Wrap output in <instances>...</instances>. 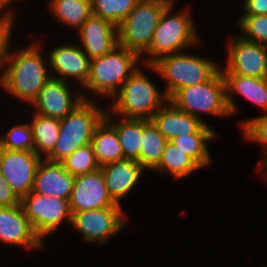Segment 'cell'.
<instances>
[{"label": "cell", "mask_w": 267, "mask_h": 267, "mask_svg": "<svg viewBox=\"0 0 267 267\" xmlns=\"http://www.w3.org/2000/svg\"><path fill=\"white\" fill-rule=\"evenodd\" d=\"M168 101L177 109L200 119L207 113L214 116H229L230 111L226 101V84L221 70L208 82L195 84L179 89Z\"/></svg>", "instance_id": "8"}, {"label": "cell", "mask_w": 267, "mask_h": 267, "mask_svg": "<svg viewBox=\"0 0 267 267\" xmlns=\"http://www.w3.org/2000/svg\"><path fill=\"white\" fill-rule=\"evenodd\" d=\"M175 1L162 12L151 43L143 52L149 56L141 59L144 65H153L160 58L181 53V50L195 46L200 41L190 11L184 9L183 12L171 14Z\"/></svg>", "instance_id": "2"}, {"label": "cell", "mask_w": 267, "mask_h": 267, "mask_svg": "<svg viewBox=\"0 0 267 267\" xmlns=\"http://www.w3.org/2000/svg\"><path fill=\"white\" fill-rule=\"evenodd\" d=\"M9 48L8 45L3 64L8 67L0 73V86L18 100L31 105L51 77L47 61L41 56L38 43L18 51L9 52Z\"/></svg>", "instance_id": "1"}, {"label": "cell", "mask_w": 267, "mask_h": 267, "mask_svg": "<svg viewBox=\"0 0 267 267\" xmlns=\"http://www.w3.org/2000/svg\"><path fill=\"white\" fill-rule=\"evenodd\" d=\"M167 142L152 120L143 119L140 164L144 169L153 170L159 164Z\"/></svg>", "instance_id": "25"}, {"label": "cell", "mask_w": 267, "mask_h": 267, "mask_svg": "<svg viewBox=\"0 0 267 267\" xmlns=\"http://www.w3.org/2000/svg\"><path fill=\"white\" fill-rule=\"evenodd\" d=\"M241 126L243 137L246 140L258 142L264 146L263 149H267V113L242 121Z\"/></svg>", "instance_id": "33"}, {"label": "cell", "mask_w": 267, "mask_h": 267, "mask_svg": "<svg viewBox=\"0 0 267 267\" xmlns=\"http://www.w3.org/2000/svg\"><path fill=\"white\" fill-rule=\"evenodd\" d=\"M124 215L121 207L76 212L72 213L70 225L82 234L85 242L105 244L108 238L118 234L126 226L127 218Z\"/></svg>", "instance_id": "10"}, {"label": "cell", "mask_w": 267, "mask_h": 267, "mask_svg": "<svg viewBox=\"0 0 267 267\" xmlns=\"http://www.w3.org/2000/svg\"><path fill=\"white\" fill-rule=\"evenodd\" d=\"M0 148L7 150L34 151L32 126L29 123L13 126L0 138Z\"/></svg>", "instance_id": "31"}, {"label": "cell", "mask_w": 267, "mask_h": 267, "mask_svg": "<svg viewBox=\"0 0 267 267\" xmlns=\"http://www.w3.org/2000/svg\"><path fill=\"white\" fill-rule=\"evenodd\" d=\"M223 77L226 84V101L231 115L238 109L232 97L234 93L240 94L267 113V87L263 78L239 74H223Z\"/></svg>", "instance_id": "21"}, {"label": "cell", "mask_w": 267, "mask_h": 267, "mask_svg": "<svg viewBox=\"0 0 267 267\" xmlns=\"http://www.w3.org/2000/svg\"><path fill=\"white\" fill-rule=\"evenodd\" d=\"M243 15H267V0H244Z\"/></svg>", "instance_id": "36"}, {"label": "cell", "mask_w": 267, "mask_h": 267, "mask_svg": "<svg viewBox=\"0 0 267 267\" xmlns=\"http://www.w3.org/2000/svg\"><path fill=\"white\" fill-rule=\"evenodd\" d=\"M107 110L99 108L91 100H83L68 115L60 119V129L53 150L44 158L62 162L77 148L91 144L96 126L105 117Z\"/></svg>", "instance_id": "3"}, {"label": "cell", "mask_w": 267, "mask_h": 267, "mask_svg": "<svg viewBox=\"0 0 267 267\" xmlns=\"http://www.w3.org/2000/svg\"><path fill=\"white\" fill-rule=\"evenodd\" d=\"M42 158L34 151L0 148V173L20 200L32 191L36 169Z\"/></svg>", "instance_id": "11"}, {"label": "cell", "mask_w": 267, "mask_h": 267, "mask_svg": "<svg viewBox=\"0 0 267 267\" xmlns=\"http://www.w3.org/2000/svg\"><path fill=\"white\" fill-rule=\"evenodd\" d=\"M106 111L105 119L116 129L118 140L124 154V159L137 160L140 163V149L143 135V119L120 118L112 120V115ZM113 122V123H112Z\"/></svg>", "instance_id": "23"}, {"label": "cell", "mask_w": 267, "mask_h": 267, "mask_svg": "<svg viewBox=\"0 0 267 267\" xmlns=\"http://www.w3.org/2000/svg\"><path fill=\"white\" fill-rule=\"evenodd\" d=\"M34 152L45 158L54 148L60 129V119L34 113L31 119Z\"/></svg>", "instance_id": "28"}, {"label": "cell", "mask_w": 267, "mask_h": 267, "mask_svg": "<svg viewBox=\"0 0 267 267\" xmlns=\"http://www.w3.org/2000/svg\"><path fill=\"white\" fill-rule=\"evenodd\" d=\"M109 195L121 205V199L136 186L145 169L137 160L123 159L100 167Z\"/></svg>", "instance_id": "19"}, {"label": "cell", "mask_w": 267, "mask_h": 267, "mask_svg": "<svg viewBox=\"0 0 267 267\" xmlns=\"http://www.w3.org/2000/svg\"><path fill=\"white\" fill-rule=\"evenodd\" d=\"M5 10L6 12H4V9H0V67H4V59L7 47L10 45L12 27L16 18L12 9L6 8Z\"/></svg>", "instance_id": "34"}, {"label": "cell", "mask_w": 267, "mask_h": 267, "mask_svg": "<svg viewBox=\"0 0 267 267\" xmlns=\"http://www.w3.org/2000/svg\"><path fill=\"white\" fill-rule=\"evenodd\" d=\"M200 168L185 151L168 141L159 164L153 170H159L170 174L175 179H181Z\"/></svg>", "instance_id": "26"}, {"label": "cell", "mask_w": 267, "mask_h": 267, "mask_svg": "<svg viewBox=\"0 0 267 267\" xmlns=\"http://www.w3.org/2000/svg\"><path fill=\"white\" fill-rule=\"evenodd\" d=\"M151 120L168 141L180 135L197 133L205 125L200 119L177 109L170 101Z\"/></svg>", "instance_id": "20"}, {"label": "cell", "mask_w": 267, "mask_h": 267, "mask_svg": "<svg viewBox=\"0 0 267 267\" xmlns=\"http://www.w3.org/2000/svg\"><path fill=\"white\" fill-rule=\"evenodd\" d=\"M157 86L139 68L124 82L114 98L112 110L122 118L148 119L168 101Z\"/></svg>", "instance_id": "5"}, {"label": "cell", "mask_w": 267, "mask_h": 267, "mask_svg": "<svg viewBox=\"0 0 267 267\" xmlns=\"http://www.w3.org/2000/svg\"><path fill=\"white\" fill-rule=\"evenodd\" d=\"M49 53L47 60H49L48 64L51 70L49 72L52 78L68 82L67 79L72 77L83 87L86 85L90 75V59L83 52L82 47L77 43L64 44L53 48Z\"/></svg>", "instance_id": "15"}, {"label": "cell", "mask_w": 267, "mask_h": 267, "mask_svg": "<svg viewBox=\"0 0 267 267\" xmlns=\"http://www.w3.org/2000/svg\"><path fill=\"white\" fill-rule=\"evenodd\" d=\"M263 159L264 160H261V167H262V170H264L263 173V178L267 181V149H264V152H263Z\"/></svg>", "instance_id": "37"}, {"label": "cell", "mask_w": 267, "mask_h": 267, "mask_svg": "<svg viewBox=\"0 0 267 267\" xmlns=\"http://www.w3.org/2000/svg\"><path fill=\"white\" fill-rule=\"evenodd\" d=\"M231 39L227 45L229 60L222 74L263 78L267 69V46L243 39L240 34Z\"/></svg>", "instance_id": "12"}, {"label": "cell", "mask_w": 267, "mask_h": 267, "mask_svg": "<svg viewBox=\"0 0 267 267\" xmlns=\"http://www.w3.org/2000/svg\"><path fill=\"white\" fill-rule=\"evenodd\" d=\"M61 163L65 170L74 177L94 172L100 168L98 162L94 158L92 144L77 148Z\"/></svg>", "instance_id": "30"}, {"label": "cell", "mask_w": 267, "mask_h": 267, "mask_svg": "<svg viewBox=\"0 0 267 267\" xmlns=\"http://www.w3.org/2000/svg\"><path fill=\"white\" fill-rule=\"evenodd\" d=\"M139 0H91L93 15L119 26Z\"/></svg>", "instance_id": "29"}, {"label": "cell", "mask_w": 267, "mask_h": 267, "mask_svg": "<svg viewBox=\"0 0 267 267\" xmlns=\"http://www.w3.org/2000/svg\"><path fill=\"white\" fill-rule=\"evenodd\" d=\"M0 241L3 244L40 248L41 239L35 234L21 205L0 207Z\"/></svg>", "instance_id": "17"}, {"label": "cell", "mask_w": 267, "mask_h": 267, "mask_svg": "<svg viewBox=\"0 0 267 267\" xmlns=\"http://www.w3.org/2000/svg\"><path fill=\"white\" fill-rule=\"evenodd\" d=\"M173 0H139L120 23L118 43L140 56L149 47L162 12Z\"/></svg>", "instance_id": "7"}, {"label": "cell", "mask_w": 267, "mask_h": 267, "mask_svg": "<svg viewBox=\"0 0 267 267\" xmlns=\"http://www.w3.org/2000/svg\"><path fill=\"white\" fill-rule=\"evenodd\" d=\"M68 85L65 81L50 77L31 104L37 109L35 113L62 119L84 99L91 100V98L85 97L84 92H77V95L75 94L72 97L71 89Z\"/></svg>", "instance_id": "14"}, {"label": "cell", "mask_w": 267, "mask_h": 267, "mask_svg": "<svg viewBox=\"0 0 267 267\" xmlns=\"http://www.w3.org/2000/svg\"><path fill=\"white\" fill-rule=\"evenodd\" d=\"M147 67L165 79L166 89L162 93L168 100L179 89L208 82L220 71L214 61L183 52L164 56Z\"/></svg>", "instance_id": "6"}, {"label": "cell", "mask_w": 267, "mask_h": 267, "mask_svg": "<svg viewBox=\"0 0 267 267\" xmlns=\"http://www.w3.org/2000/svg\"><path fill=\"white\" fill-rule=\"evenodd\" d=\"M75 177L60 162L44 158L39 162L34 179L33 192L70 200Z\"/></svg>", "instance_id": "18"}, {"label": "cell", "mask_w": 267, "mask_h": 267, "mask_svg": "<svg viewBox=\"0 0 267 267\" xmlns=\"http://www.w3.org/2000/svg\"><path fill=\"white\" fill-rule=\"evenodd\" d=\"M78 31L82 50L90 60L108 54L119 45L117 26L93 14Z\"/></svg>", "instance_id": "16"}, {"label": "cell", "mask_w": 267, "mask_h": 267, "mask_svg": "<svg viewBox=\"0 0 267 267\" xmlns=\"http://www.w3.org/2000/svg\"><path fill=\"white\" fill-rule=\"evenodd\" d=\"M20 205L35 234L43 238L58 228L63 221L71 223L69 201L31 191Z\"/></svg>", "instance_id": "9"}, {"label": "cell", "mask_w": 267, "mask_h": 267, "mask_svg": "<svg viewBox=\"0 0 267 267\" xmlns=\"http://www.w3.org/2000/svg\"><path fill=\"white\" fill-rule=\"evenodd\" d=\"M237 24L243 39L267 46V15H242Z\"/></svg>", "instance_id": "32"}, {"label": "cell", "mask_w": 267, "mask_h": 267, "mask_svg": "<svg viewBox=\"0 0 267 267\" xmlns=\"http://www.w3.org/2000/svg\"><path fill=\"white\" fill-rule=\"evenodd\" d=\"M215 132L205 124L197 133L180 135L170 142L185 151L201 168H204L212 162L206 143L217 136Z\"/></svg>", "instance_id": "24"}, {"label": "cell", "mask_w": 267, "mask_h": 267, "mask_svg": "<svg viewBox=\"0 0 267 267\" xmlns=\"http://www.w3.org/2000/svg\"><path fill=\"white\" fill-rule=\"evenodd\" d=\"M91 144L100 167L124 159L116 129L105 118L96 126Z\"/></svg>", "instance_id": "22"}, {"label": "cell", "mask_w": 267, "mask_h": 267, "mask_svg": "<svg viewBox=\"0 0 267 267\" xmlns=\"http://www.w3.org/2000/svg\"><path fill=\"white\" fill-rule=\"evenodd\" d=\"M20 199L0 173V207L20 205Z\"/></svg>", "instance_id": "35"}, {"label": "cell", "mask_w": 267, "mask_h": 267, "mask_svg": "<svg viewBox=\"0 0 267 267\" xmlns=\"http://www.w3.org/2000/svg\"><path fill=\"white\" fill-rule=\"evenodd\" d=\"M14 1L16 0H0V8L5 9L6 7H9V5H11V3Z\"/></svg>", "instance_id": "38"}, {"label": "cell", "mask_w": 267, "mask_h": 267, "mask_svg": "<svg viewBox=\"0 0 267 267\" xmlns=\"http://www.w3.org/2000/svg\"><path fill=\"white\" fill-rule=\"evenodd\" d=\"M263 79H264V82H265L266 87H267V69H266V71H265V74H264Z\"/></svg>", "instance_id": "39"}, {"label": "cell", "mask_w": 267, "mask_h": 267, "mask_svg": "<svg viewBox=\"0 0 267 267\" xmlns=\"http://www.w3.org/2000/svg\"><path fill=\"white\" fill-rule=\"evenodd\" d=\"M106 207H121L109 195L101 168L75 177L69 200L71 214Z\"/></svg>", "instance_id": "13"}, {"label": "cell", "mask_w": 267, "mask_h": 267, "mask_svg": "<svg viewBox=\"0 0 267 267\" xmlns=\"http://www.w3.org/2000/svg\"><path fill=\"white\" fill-rule=\"evenodd\" d=\"M140 57L135 51L118 45L108 54L90 60V75L84 88L96 96L113 97L139 68Z\"/></svg>", "instance_id": "4"}, {"label": "cell", "mask_w": 267, "mask_h": 267, "mask_svg": "<svg viewBox=\"0 0 267 267\" xmlns=\"http://www.w3.org/2000/svg\"><path fill=\"white\" fill-rule=\"evenodd\" d=\"M48 4L56 20L71 29H79L93 14L91 0H51Z\"/></svg>", "instance_id": "27"}]
</instances>
